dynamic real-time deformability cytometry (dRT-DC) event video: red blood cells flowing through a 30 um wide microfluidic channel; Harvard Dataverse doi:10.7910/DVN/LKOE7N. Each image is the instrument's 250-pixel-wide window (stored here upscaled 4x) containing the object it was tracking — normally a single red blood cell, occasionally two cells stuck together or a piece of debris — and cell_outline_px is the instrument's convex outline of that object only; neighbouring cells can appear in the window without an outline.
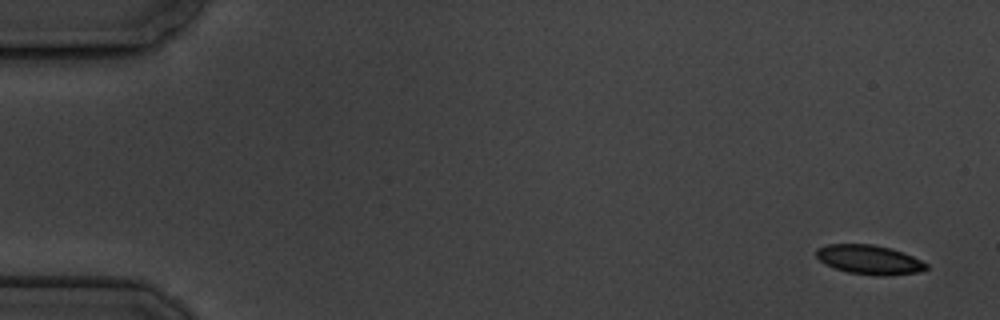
{"species": "common noctule bat (a hibernating species)", "species_latin": "Nyctalus noctula", "temperature_condition": "cold", "stored_images_in_passage": 15, "camera_frame_rate_fps": 3000, "um_per_image_px": 0.085, "animal": {"sex": "male", "body_mass_g": 19.5, "forearm_length_mm": 54.6}, "frame": {"image": 1, "passage_image": 1, "time_ms": 0.0, "image_size_px": [1000, 320], "cell_outline_px": [[928, 268], [920, 272], [888, 276], [876, 276], [848, 272], [824, 264], [816, 256], [816, 248], [828, 244], [872, 244], [904, 252], [928, 264]], "centroid_in_image_um": [73.89, 22.08], "position_along_channel_um": 11.1, "area_um2": 18.84}}
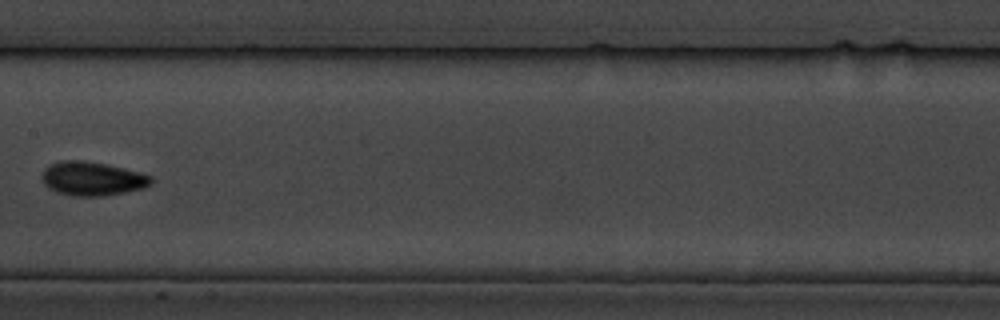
{"frame": {"image": 2, "passage_image": 8, "time_ms": 9.333, "image_size_px": [1000, 320], "cell_outline_px": [[152, 184], [144, 188], [104, 196], [72, 196], [56, 192], [48, 188], [44, 184], [40, 176], [44, 168], [48, 164], [60, 160], [80, 160], [104, 164], [124, 168], [152, 176]], "centroid_in_image_um": [7.79, 15.19], "position_along_channel_um": 199.6, "area_um2": 21.73}}
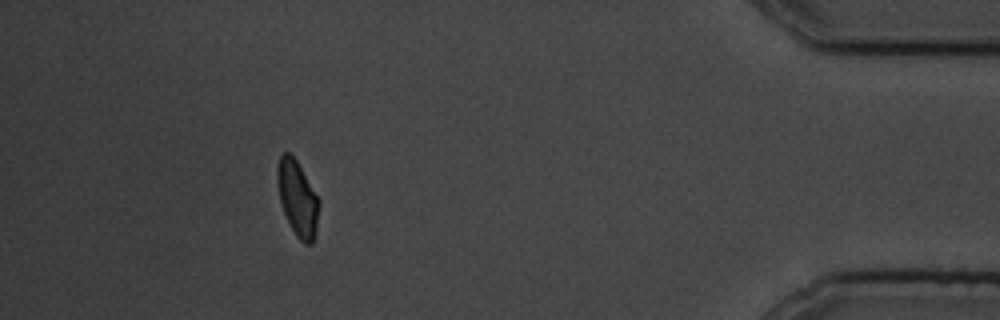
{"frame": {"image": 3, "passage_image": 14, "time_ms": 17.0, "image_size_px": [1000, 320], "cell_outline_px": [[320, 204], [316, 232], [312, 244], [304, 244], [296, 236], [284, 212], [280, 200], [276, 180], [276, 172], [280, 156], [284, 152], [288, 152], [296, 160], [320, 200]], "centroid_in_image_um": [25.3, 16.88], "position_along_channel_um": 409.9, "area_um2": 18.21}, "authors_computed_cell_mechanics": {"area_um2": 19.074, "velocity_mm_per_s": 3.4324, "shape_relaxation_time_tau1_ms": 3.6668, "shape_relaxation_time_tau2_ms": 5.5953, "deformation_change_tau1": 0.108, "deformation_change_tau2": 0.0661}}